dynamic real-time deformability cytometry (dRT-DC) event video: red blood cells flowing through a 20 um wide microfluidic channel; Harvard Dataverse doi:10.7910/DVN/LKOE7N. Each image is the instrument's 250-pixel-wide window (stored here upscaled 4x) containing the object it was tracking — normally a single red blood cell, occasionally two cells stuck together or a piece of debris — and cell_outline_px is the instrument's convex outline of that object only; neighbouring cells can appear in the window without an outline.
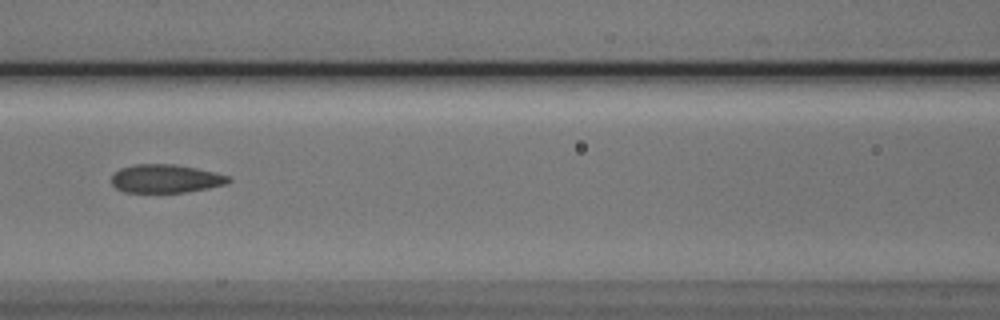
{"species": "Egyptian fruit bat (a non-hibernating species)", "species_latin": "Rousettus aegyptiacus", "temperature_condition": "cold", "stored_images_in_passage": 4, "camera_frame_rate_fps": 3000, "um_per_image_px": 0.085, "animal": {"sex": "male"}, "frame": {"image": 1, "passage_image": 4, "time_ms": 3.667, "image_size_px": [1000, 320], "cell_outline_px": [[232, 180], [228, 184], [208, 188], [184, 192], [124, 192], [116, 188], [112, 184], [112, 176], [120, 168], [136, 164], [172, 164], [196, 168], [228, 176]], "centroid_in_image_um": [14.08, 15.19], "position_along_channel_um": 152.5, "area_um2": 19.19}}